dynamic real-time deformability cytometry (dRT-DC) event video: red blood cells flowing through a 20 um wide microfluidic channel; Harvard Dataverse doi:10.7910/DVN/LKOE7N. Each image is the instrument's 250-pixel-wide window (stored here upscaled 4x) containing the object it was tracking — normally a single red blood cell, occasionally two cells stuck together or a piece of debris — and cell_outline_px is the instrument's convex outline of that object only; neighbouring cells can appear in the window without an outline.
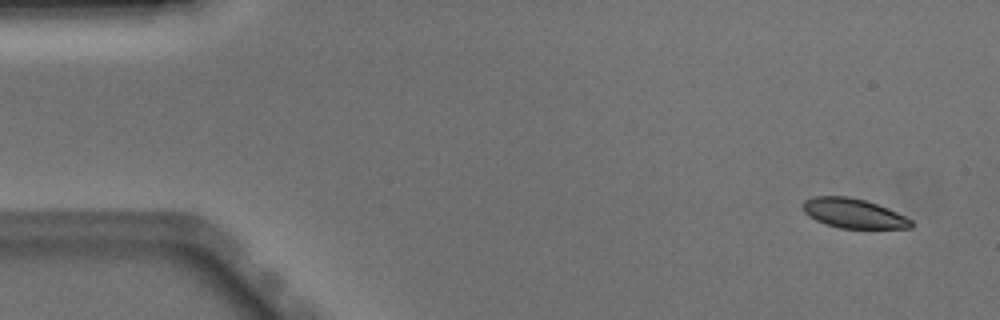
{"species": "Egyptian fruit bat (a non-hibernating species)", "species_latin": "Rousettus aegyptiacus", "temperature_condition": "warm", "stored_images_in_passage": 50, "camera_frame_rate_fps": 3000, "um_per_image_px": 0.085, "animal": {"sex": "male"}, "frame": {"image": 1, "passage_image": 1, "time_ms": 0.0, "image_size_px": [1000, 320], "cell_outline_px": [[912, 228], [840, 228], [816, 220], [808, 216], [804, 212], [804, 200], [816, 196], [848, 196], [864, 200], [888, 208], [912, 220]], "centroid_in_image_um": [72.55, 18.13], "position_along_channel_um": 12.5, "area_um2": 18.38}}
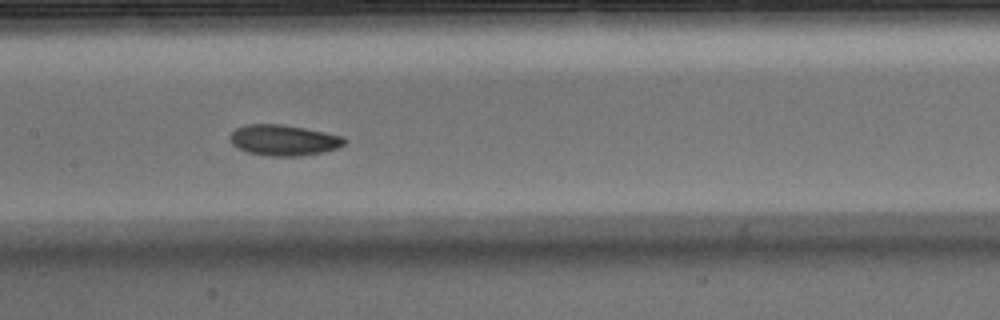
{"frame": {"image": 2, "passage_image": 23, "time_ms": 7.333, "image_size_px": [1000, 320], "cell_outline_px": [[348, 140], [340, 148], [300, 156], [268, 156], [248, 152], [232, 144], [228, 136], [236, 128], [248, 124], [280, 124], [304, 128], [344, 136]], "centroid_in_image_um": [24.13, 11.91], "position_along_channel_um": 183.3, "area_um2": 20.52}}
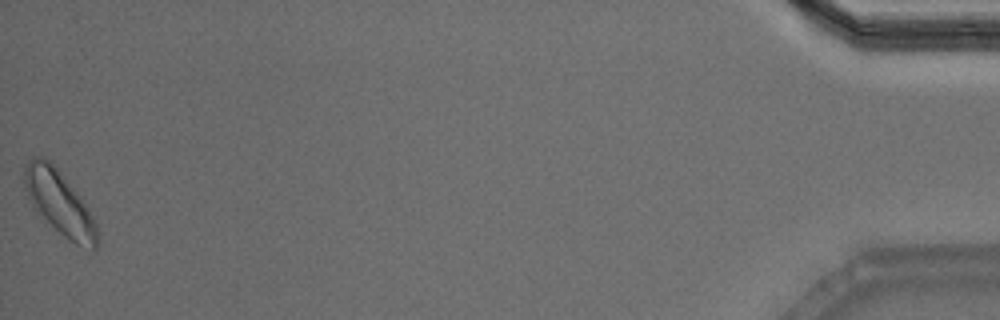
{"frame": {"image": 3, "passage_image": 50, "time_ms": 16.333, "image_size_px": [1000, 320], "cell_outline_px": [[100, 240], [96, 248], [92, 252], [68, 240], [36, 212], [28, 196], [24, 184], [24, 164], [28, 160], [36, 156], [44, 156], [56, 168], [76, 192], [88, 208], [100, 232]], "centroid_in_image_um": [5.08, 17.29], "position_along_channel_um": 430.1, "area_um2": 27.17}, "authors_computed_cell_mechanics": {"area_um2": 20.3745, "velocity_mm_per_s": 3.8487, "shape_relaxation_time_tau1_ms": 2.8265, "shape_relaxation_time_tau2_ms": null, "deformation_change_tau1": 0.0756, "deformation_change_tau2": null}}